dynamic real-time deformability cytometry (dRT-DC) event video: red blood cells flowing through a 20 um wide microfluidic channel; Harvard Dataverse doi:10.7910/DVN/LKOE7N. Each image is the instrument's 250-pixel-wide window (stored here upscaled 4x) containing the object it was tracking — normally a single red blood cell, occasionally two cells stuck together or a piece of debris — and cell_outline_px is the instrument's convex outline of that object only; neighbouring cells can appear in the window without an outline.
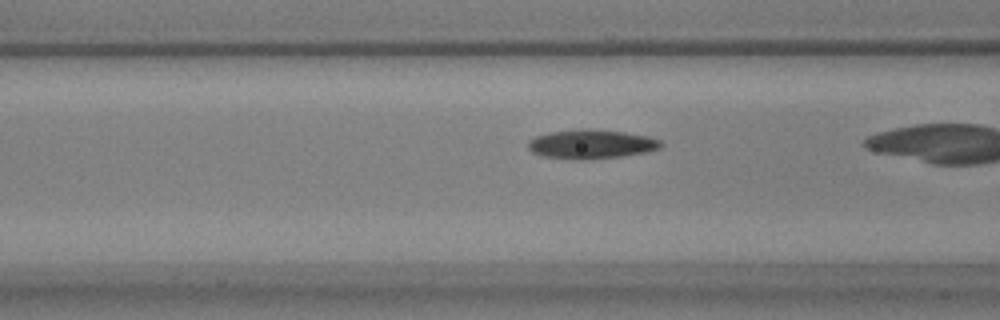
{"species": "common noctule bat (a hibernating species)", "species_latin": "Nyctalus noctula", "temperature_condition": "warm", "stored_images_in_passage": 34, "camera_frame_rate_fps": 3000, "um_per_image_px": 0.085, "animal": {"sex": "male", "body_mass_g": 17.9, "forearm_length_mm": 54.2}, "frame": {"image": 1, "passage_image": 13, "time_ms": 4.0, "image_size_px": [1000, 320], "cell_outline_px": [[664, 144], [660, 148], [648, 152], [620, 156], [580, 160], [544, 156], [532, 152], [528, 148], [528, 140], [536, 136], [548, 132], [584, 128], [588, 128], [624, 132], [648, 136], [660, 140]], "centroid_in_image_um": [50.26, 12.24], "position_along_channel_um": 116.3, "area_um2": 22.6}}
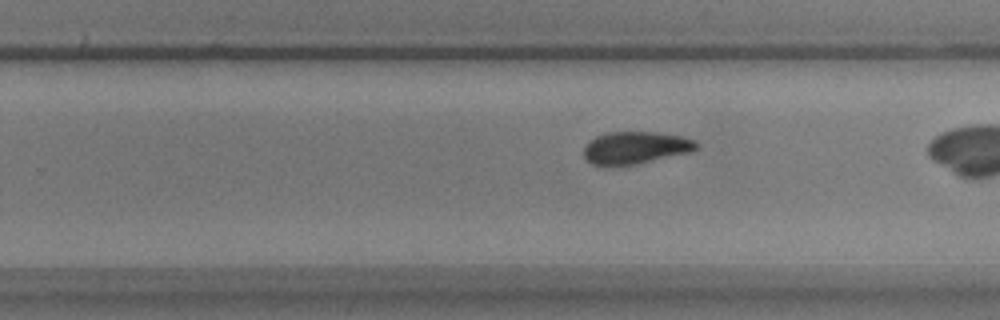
{"frame": {"image": 2, "passage_image": 26, "time_ms": 8.333, "image_size_px": [1000, 320], "cell_outline_px": [[696, 148], [692, 152], [636, 164], [592, 164], [584, 156], [584, 148], [596, 136], [608, 132], [656, 132], [680, 136], [696, 140]], "centroid_in_image_um": [54.06, 12.54], "position_along_channel_um": 275.7, "area_um2": 20.75}}
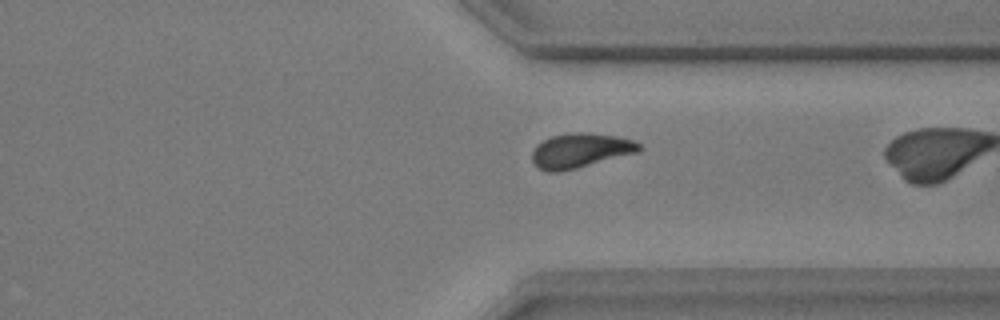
{"frame": {"image": 3, "passage_image": 33, "time_ms": 10.667, "image_size_px": [1000, 320], "cell_outline_px": [[644, 148], [640, 152], [560, 172], [548, 172], [540, 168], [532, 160], [532, 152], [536, 144], [552, 136], [572, 132], [592, 132], [616, 136], [632, 140], [640, 144]], "centroid_in_image_um": [49.36, 12.78], "position_along_channel_um": 362.0, "area_um2": 21.68}}